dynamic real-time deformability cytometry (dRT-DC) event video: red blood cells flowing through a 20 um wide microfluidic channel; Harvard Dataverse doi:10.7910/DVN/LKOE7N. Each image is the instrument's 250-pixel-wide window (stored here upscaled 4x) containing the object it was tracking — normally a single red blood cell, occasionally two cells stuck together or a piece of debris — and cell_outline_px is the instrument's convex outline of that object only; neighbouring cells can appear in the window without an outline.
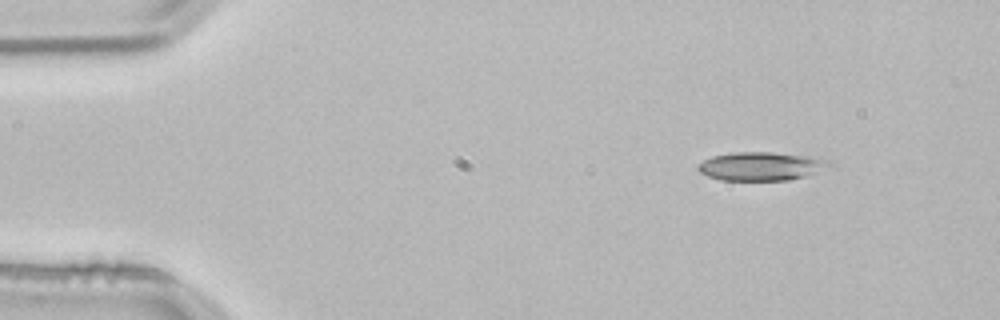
{"species": "common noctule bat (a hibernating species)", "species_latin": "Nyctalus noctula", "temperature_condition": "room temperature", "stored_images_in_passage": 3, "camera_frame_rate_fps": 3000, "um_per_image_px": 0.085, "animal": {"sex": "male", "body_mass_g": 21.5, "forearm_length_mm": 52.0}, "frame": {"image": 1, "passage_image": 1, "time_ms": 0.0, "image_size_px": [1000, 320], "cell_outline_px": [[836, 164], [804, 176], [788, 180], [720, 180], [708, 176], [700, 172], [696, 168], [696, 164], [712, 156], [736, 152], [772, 152], [804, 156], [828, 160]], "centroid_in_image_um": [64.64, 14.13], "position_along_channel_um": 20.4, "area_um2": 21.62}}